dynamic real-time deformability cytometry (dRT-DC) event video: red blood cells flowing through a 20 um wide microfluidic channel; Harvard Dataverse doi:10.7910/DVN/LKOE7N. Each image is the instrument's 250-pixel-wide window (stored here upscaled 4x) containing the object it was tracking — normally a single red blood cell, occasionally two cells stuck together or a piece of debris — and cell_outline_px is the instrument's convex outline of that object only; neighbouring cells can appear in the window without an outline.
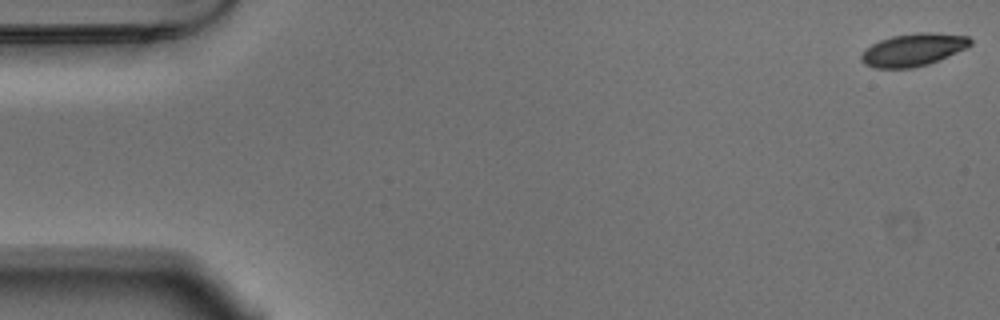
{"species": "Egyptian fruit bat (a non-hibernating species)", "species_latin": "Rousettus aegyptiacus", "temperature_condition": "warm", "stored_images_in_passage": 54, "camera_frame_rate_fps": 3000, "um_per_image_px": 0.085, "animal": {"sex": "male"}, "frame": {"image": 1, "passage_image": 1, "time_ms": 0.0, "image_size_px": [1000, 320], "cell_outline_px": [[972, 44], [968, 48], [928, 64], [912, 68], [872, 68], [864, 64], [860, 60], [860, 56], [872, 44], [880, 40], [892, 36], [916, 32], [932, 32], [968, 36], [972, 40]], "centroid_in_image_um": [77.64, 4.23], "position_along_channel_um": 7.4, "area_um2": 20.81}}
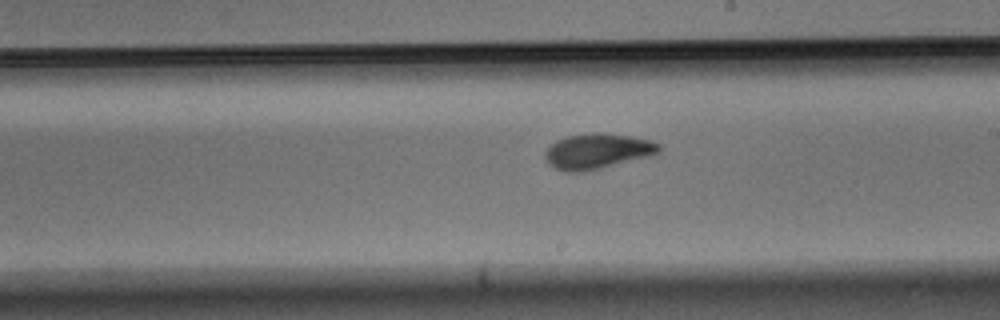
{"frame": {"image": 2, "passage_image": 31, "time_ms": 10.0, "image_size_px": [1000, 320], "cell_outline_px": [[660, 152], [648, 156], [584, 172], [568, 172], [556, 168], [548, 164], [544, 156], [544, 152], [556, 140], [568, 136], [596, 132], [600, 132], [628, 136], [652, 140], [660, 144]], "centroid_in_image_um": [50.76, 12.85], "position_along_channel_um": 238.2, "area_um2": 23.24}}
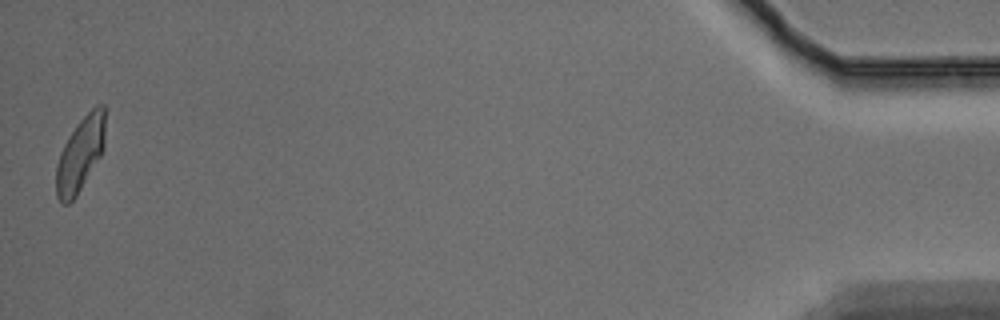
{"frame": {"image": 3, "passage_image": 54, "time_ms": 17.667, "image_size_px": [1000, 320], "cell_outline_px": [[104, 148], [100, 156], [76, 196], [68, 204], [60, 204], [56, 196], [56, 164], [60, 152], [64, 144], [80, 120], [96, 104], [104, 104]], "centroid_in_image_um": [6.8, 13.13], "position_along_channel_um": 428.4, "area_um2": 20.98}, "authors_computed_cell_mechanics": {"area_um2": 21.7328, "velocity_mm_per_s": 3.707, "shape_relaxation_time_tau1_ms": 3.4089, "shape_relaxation_time_tau2_ms": 1.8852, "deformation_change_tau1": 0.1446, "deformation_change_tau2": 0.0659}}